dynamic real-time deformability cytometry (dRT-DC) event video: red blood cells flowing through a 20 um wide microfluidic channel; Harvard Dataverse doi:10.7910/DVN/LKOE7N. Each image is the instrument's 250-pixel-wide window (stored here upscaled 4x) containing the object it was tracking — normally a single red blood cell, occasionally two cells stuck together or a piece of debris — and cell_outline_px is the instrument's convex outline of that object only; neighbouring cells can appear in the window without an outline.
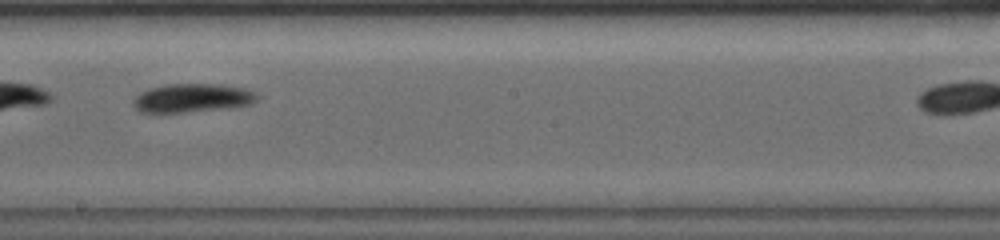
{"species": "common noctule bat (a hibernating species)", "species_latin": "Nyctalus noctula", "temperature_condition": "warm", "stored_images_in_passage": 21, "camera_frame_rate_fps": 5000, "um_per_image_px": 0.085, "animal": {"sex": "female", "body_mass_g": 19.0, "forearm_length_mm": 56.7}, "frame": {"image": 1, "passage_image": 10, "time_ms": 4.6, "image_size_px": [1000, 240], "cell_outline_px": [[260, 96], [252, 104], [232, 108], [184, 112], [140, 112], [132, 104], [132, 100], [140, 92], [148, 88], [164, 84], [220, 84], [244, 88]], "centroid_in_image_um": [16.34, 8.33], "position_along_channel_um": 231.9, "area_um2": 20.87}}